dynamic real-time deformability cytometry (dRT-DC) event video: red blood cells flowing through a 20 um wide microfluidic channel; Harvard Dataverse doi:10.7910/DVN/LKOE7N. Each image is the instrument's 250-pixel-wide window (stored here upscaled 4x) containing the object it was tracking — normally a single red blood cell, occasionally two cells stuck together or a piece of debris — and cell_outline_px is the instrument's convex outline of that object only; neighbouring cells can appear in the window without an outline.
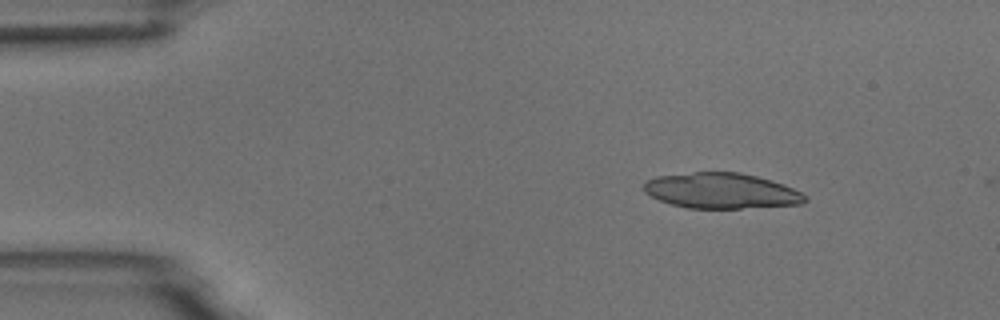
{"species": "common noctule bat (a hibernating species)", "species_latin": "Nyctalus noctula", "temperature_condition": "room temperature", "stored_images_in_passage": 7, "camera_frame_rate_fps": 3000, "um_per_image_px": 0.085, "animal": {"sex": "male", "body_mass_g": 18.8}, "frame": {"image": 1, "passage_image": 1, "time_ms": 0.0, "image_size_px": [1000, 320], "cell_outline_px": [[808, 200], [804, 204], [740, 208], [688, 208], [672, 204], [660, 200], [644, 192], [644, 180], [656, 176], [692, 172], [740, 172], [772, 180], [784, 184], [808, 196]], "centroid_in_image_um": [61.33, 16.21], "position_along_channel_um": 23.7, "area_um2": 33.47}}
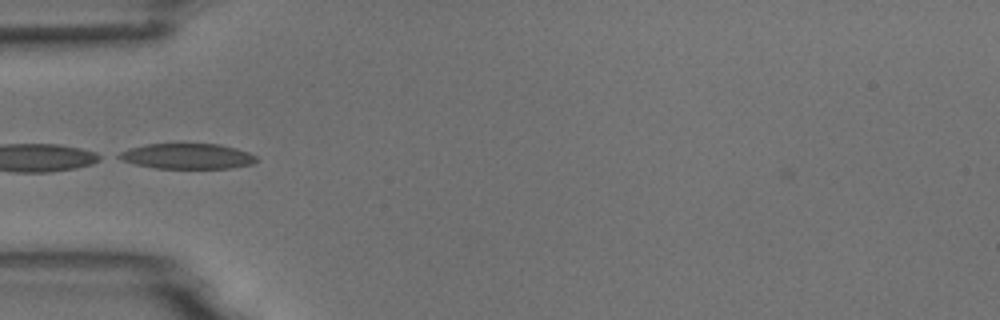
{"frame": {"image": 2, "passage_image": 4, "time_ms": 3.333, "image_size_px": [1000, 320], "cell_outline_px": [[260, 160], [252, 164], [232, 168], [156, 168], [136, 164], [120, 160], [112, 156], [120, 152], [132, 148], [148, 144], [220, 144], [236, 148], [248, 152], [256, 156]], "centroid_in_image_um": [15.93, 13.28], "position_along_channel_um": 69.1, "area_um2": 20.4}}